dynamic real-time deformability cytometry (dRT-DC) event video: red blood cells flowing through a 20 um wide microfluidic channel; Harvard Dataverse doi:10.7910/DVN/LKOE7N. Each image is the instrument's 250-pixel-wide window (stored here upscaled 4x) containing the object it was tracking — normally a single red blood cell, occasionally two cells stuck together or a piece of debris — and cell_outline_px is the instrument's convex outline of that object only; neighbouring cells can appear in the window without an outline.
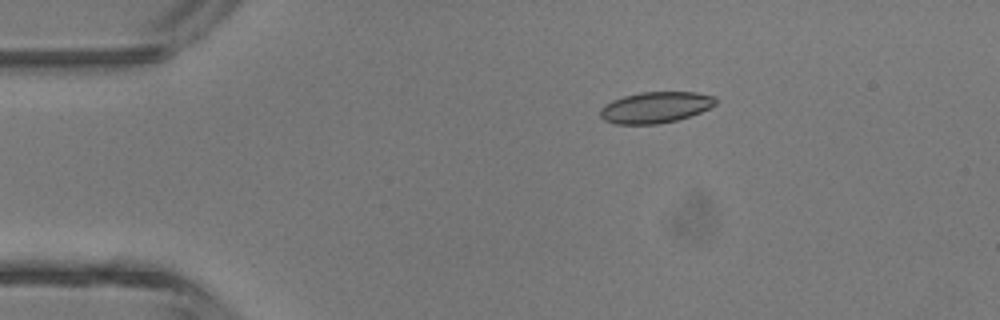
{"species": "common noctule bat (a hibernating species)", "species_latin": "Nyctalus noctula", "temperature_condition": "room temperature", "stored_images_in_passage": 5, "camera_frame_rate_fps": 3000, "um_per_image_px": 0.085, "animal": {"sex": "male", "body_mass_g": 13.3}, "frame": {"image": 1, "passage_image": 3, "time_ms": 2.333, "image_size_px": [1000, 320], "cell_outline_px": [[716, 104], [700, 112], [676, 120], [656, 124], [616, 124], [604, 120], [600, 116], [600, 108], [604, 104], [612, 100], [624, 96], [640, 92], [696, 92], [716, 96]], "centroid_in_image_um": [55.69, 9.12], "position_along_channel_um": 29.3, "area_um2": 20.92}}
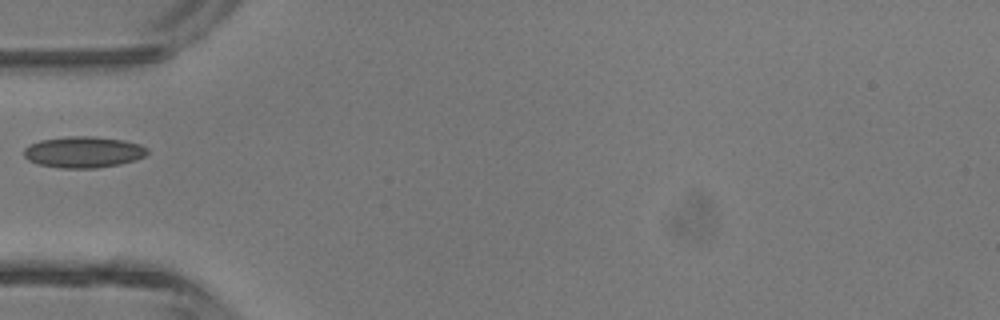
{"frame": {"image": 2, "passage_image": 5, "time_ms": 4.667, "image_size_px": [1000, 320], "cell_outline_px": [[148, 152], [144, 156], [120, 164], [96, 168], [60, 168], [40, 164], [28, 160], [24, 156], [24, 148], [28, 144], [40, 140], [68, 136], [92, 136], [124, 140], [140, 144], [148, 148]], "centroid_in_image_um": [7.07, 12.92], "position_along_channel_um": 77.9, "area_um2": 22.48}}